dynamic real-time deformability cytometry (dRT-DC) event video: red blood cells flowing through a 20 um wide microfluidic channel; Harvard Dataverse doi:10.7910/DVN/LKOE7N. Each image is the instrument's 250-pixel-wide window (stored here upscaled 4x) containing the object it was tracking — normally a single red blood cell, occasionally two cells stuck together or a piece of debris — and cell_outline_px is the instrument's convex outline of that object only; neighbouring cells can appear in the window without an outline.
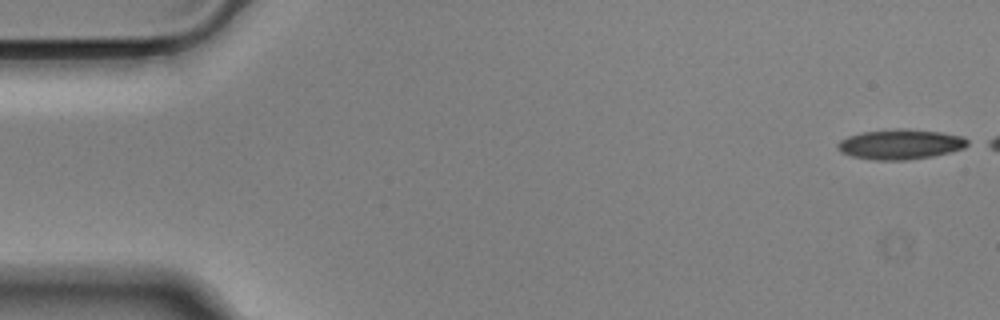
{"species": "Egyptian fruit bat (a non-hibernating species)", "species_latin": "Rousettus aegyptiacus", "temperature_condition": "cold", "stored_images_in_passage": 48, "camera_frame_rate_fps": 3000, "um_per_image_px": 0.085, "animal": {"sex": "male"}, "frame": {"image": 1, "passage_image": 1, "time_ms": 0.0, "image_size_px": [1000, 320], "cell_outline_px": [[972, 144], [964, 148], [932, 156], [904, 160], [876, 160], [852, 156], [840, 152], [836, 148], [836, 144], [840, 140], [848, 136], [864, 132], [900, 128], [908, 128], [940, 132], [964, 136], [972, 140]], "centroid_in_image_um": [76.58, 12.25], "position_along_channel_um": 8.4, "area_um2": 22.95}}
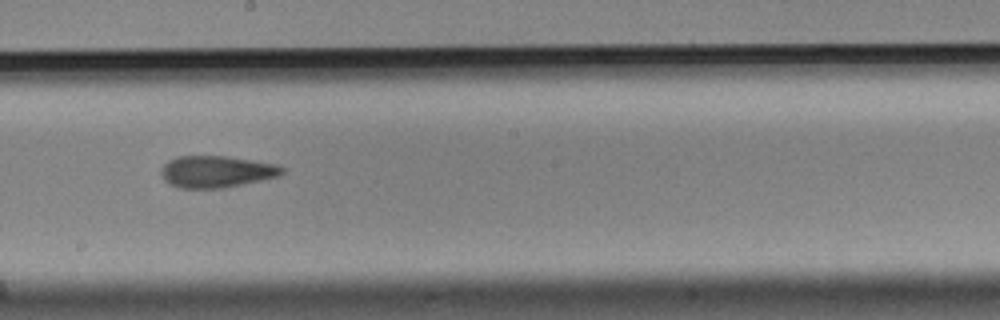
{"frame": {"image": 2, "passage_image": 30, "time_ms": 9.667, "image_size_px": [1000, 320], "cell_outline_px": [[284, 172], [276, 176], [260, 180], [220, 188], [180, 188], [168, 184], [164, 180], [160, 172], [160, 168], [168, 160], [180, 156], [224, 156], [272, 164], [284, 168]], "centroid_in_image_um": [18.29, 14.59], "position_along_channel_um": 229.9, "area_um2": 21.96}}
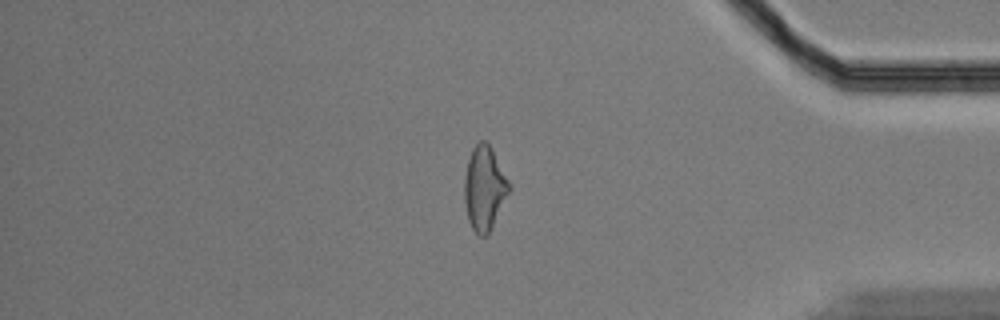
{"frame": {"image": 3, "passage_image": 46, "time_ms": 15.0, "image_size_px": [1000, 320], "cell_outline_px": [[512, 188], [488, 236], [480, 236], [472, 228], [468, 220], [464, 200], [464, 176], [468, 160], [472, 148], [480, 140], [484, 140], [492, 148], [512, 184]], "centroid_in_image_um": [41.2, 16.0], "position_along_channel_um": 394.0, "area_um2": 22.37}}